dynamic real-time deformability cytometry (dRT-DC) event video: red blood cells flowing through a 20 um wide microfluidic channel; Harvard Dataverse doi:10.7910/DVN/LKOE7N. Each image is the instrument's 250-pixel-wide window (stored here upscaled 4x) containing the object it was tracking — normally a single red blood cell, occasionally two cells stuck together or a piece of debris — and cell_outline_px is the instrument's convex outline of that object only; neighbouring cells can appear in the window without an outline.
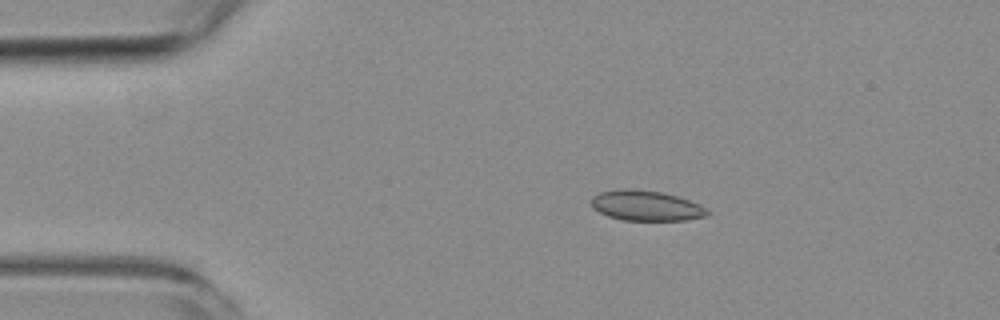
{"species": "common noctule bat (a hibernating species)", "species_latin": "Nyctalus noctula", "temperature_condition": "room temperature", "stored_images_in_passage": 5, "camera_frame_rate_fps": 3000, "um_per_image_px": 0.085, "animal": {"sex": "female", "body_mass_g": 19.3, "forearm_length_mm": 54.1}, "frame": {"image": 1, "passage_image": 3, "time_ms": 2.333, "image_size_px": [1000, 320], "cell_outline_px": [[712, 212], [708, 216], [684, 220], [624, 220], [608, 216], [592, 208], [592, 196], [600, 192], [620, 188], [628, 188], [660, 192], [676, 196], [700, 204]], "centroid_in_image_um": [54.93, 17.48], "position_along_channel_um": 30.1, "area_um2": 20.46}}
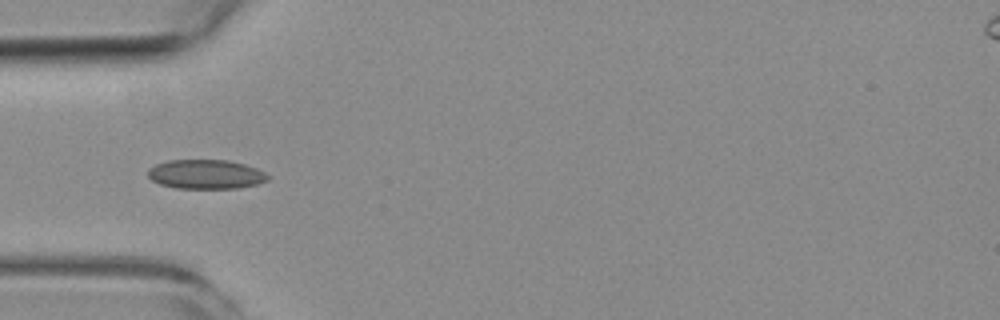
{"frame": {"image": 2, "passage_image": 5, "time_ms": 4.667, "image_size_px": [1000, 320], "cell_outline_px": [[272, 176], [268, 180], [256, 184], [236, 188], [176, 188], [160, 184], [152, 180], [148, 176], [148, 168], [156, 164], [168, 160], [228, 160], [244, 164], [256, 168]], "centroid_in_image_um": [17.5, 14.81], "position_along_channel_um": 67.5, "area_um2": 20.46}}